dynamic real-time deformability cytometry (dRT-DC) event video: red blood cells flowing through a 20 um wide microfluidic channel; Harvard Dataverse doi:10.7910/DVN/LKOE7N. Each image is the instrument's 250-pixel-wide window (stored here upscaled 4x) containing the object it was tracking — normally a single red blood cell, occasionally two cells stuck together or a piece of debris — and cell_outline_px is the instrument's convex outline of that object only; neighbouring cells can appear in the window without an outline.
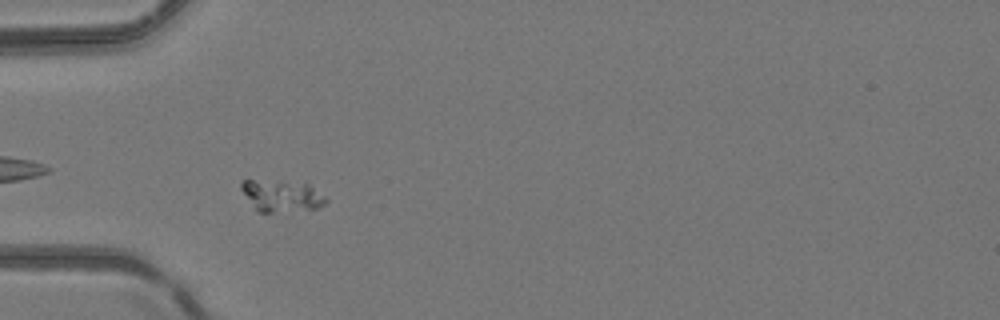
{"species": "common noctule bat (a hibernating species)", "species_latin": "Nyctalus noctula", "temperature_condition": "room temperature", "stored_images_in_passage": 4, "camera_frame_rate_fps": 3000, "um_per_image_px": 0.085, "animal": {"sex": "female", "body_mass_g": 24.6, "forearm_length_mm": 56.2}, "frame": {"image": 1, "passage_image": 3, "time_ms": 2.333, "image_size_px": [1000, 320], "cell_outline_px": [[328, 200], [324, 204], [316, 208], [272, 212], [256, 212], [240, 188], [240, 184], [244, 180], [252, 180], [308, 184], [324, 196]], "centroid_in_image_um": [23.89, 16.66], "position_along_channel_um": 61.1, "area_um2": 15.14}}
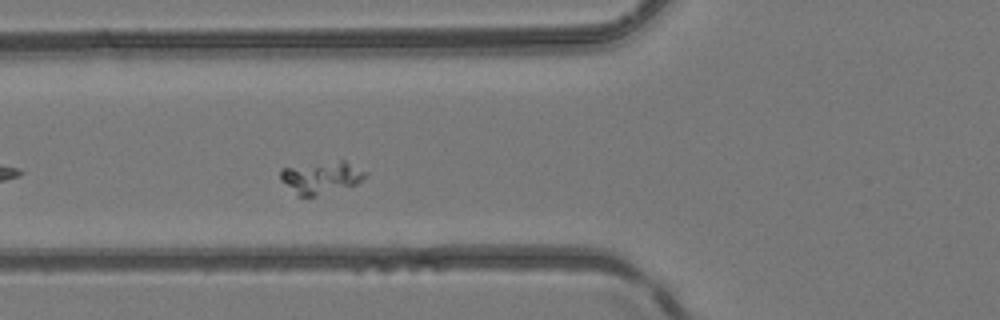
{"frame": {"image": 2, "passage_image": 4, "time_ms": 3.333, "image_size_px": [1000, 320], "cell_outline_px": [[368, 172], [356, 184], [316, 196], [296, 196], [280, 180], [280, 168], [340, 160], [344, 160]], "centroid_in_image_um": [27.26, 15.09], "position_along_channel_um": 98.5, "area_um2": 15.9}}